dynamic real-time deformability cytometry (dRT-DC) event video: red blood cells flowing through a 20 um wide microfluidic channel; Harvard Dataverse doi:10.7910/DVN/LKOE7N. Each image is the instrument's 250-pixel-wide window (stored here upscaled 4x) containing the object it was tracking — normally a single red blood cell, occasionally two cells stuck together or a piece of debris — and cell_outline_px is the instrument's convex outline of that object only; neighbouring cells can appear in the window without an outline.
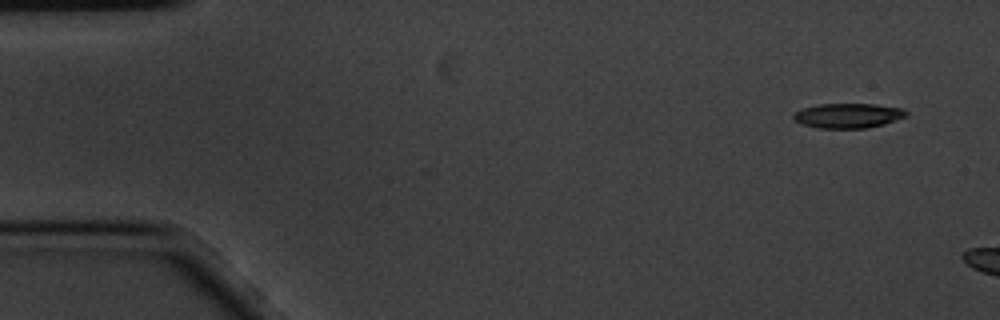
{"species": "common noctule bat (a hibernating species)", "species_latin": "Nyctalus noctula", "temperature_condition": "cold", "stored_images_in_passage": 3, "camera_frame_rate_fps": 3000, "um_per_image_px": 0.085, "animal": {"sex": "male", "body_mass_g": 20.1, "forearm_length_mm": 53.5}, "frame": {"image": 1, "passage_image": 1, "time_ms": 0.0, "image_size_px": [1000, 320], "cell_outline_px": [[908, 116], [884, 124], [868, 128], [816, 128], [804, 124], [796, 120], [792, 116], [796, 112], [804, 108], [816, 104], [872, 104], [900, 108], [908, 112]], "centroid_in_image_um": [72.11, 9.83], "position_along_channel_um": 12.9, "area_um2": 16.13}}